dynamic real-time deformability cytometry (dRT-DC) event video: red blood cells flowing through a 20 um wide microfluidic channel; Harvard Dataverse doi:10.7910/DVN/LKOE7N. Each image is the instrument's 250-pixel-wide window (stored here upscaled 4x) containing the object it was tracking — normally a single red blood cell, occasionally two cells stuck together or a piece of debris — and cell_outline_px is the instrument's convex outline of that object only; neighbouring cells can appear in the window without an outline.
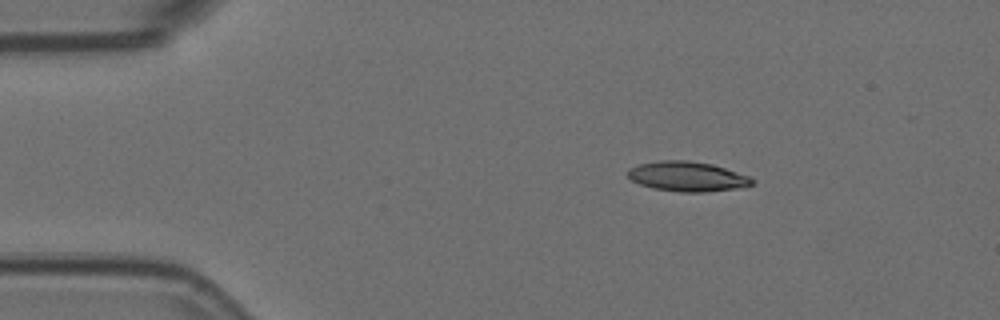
{"species": "Egyptian fruit bat (a non-hibernating species)", "species_latin": "Rousettus aegyptiacus", "temperature_condition": "room temperature", "stored_images_in_passage": 3, "camera_frame_rate_fps": 3000, "um_per_image_px": 0.085, "animal": {"sex": "female"}, "frame": {"image": 1, "passage_image": 1, "time_ms": 0.0, "image_size_px": [1000, 320], "cell_outline_px": [[756, 184], [736, 188], [704, 192], [680, 192], [652, 188], [640, 184], [632, 180], [628, 176], [628, 168], [640, 164], [660, 160], [688, 160], [712, 164], [748, 176], [756, 180]], "centroid_in_image_um": [58.43, 15.0], "position_along_channel_um": 26.6, "area_um2": 21.56}}